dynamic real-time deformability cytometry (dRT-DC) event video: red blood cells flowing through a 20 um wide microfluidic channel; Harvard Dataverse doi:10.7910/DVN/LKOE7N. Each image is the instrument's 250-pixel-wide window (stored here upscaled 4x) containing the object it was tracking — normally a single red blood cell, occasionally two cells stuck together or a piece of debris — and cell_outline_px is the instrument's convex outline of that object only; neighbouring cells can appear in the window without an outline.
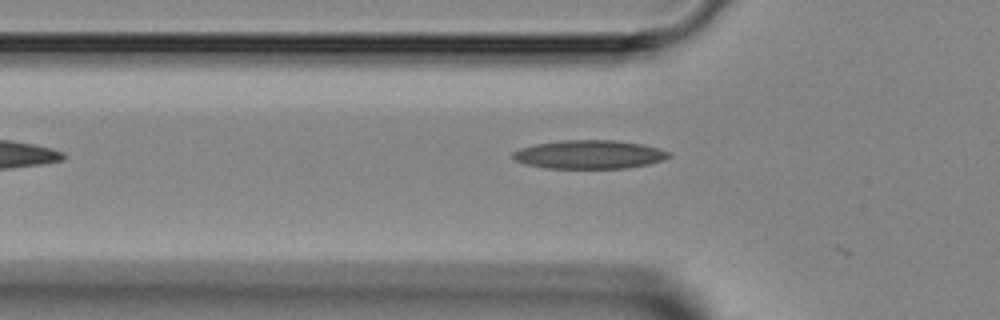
{"species": "Egyptian fruit bat (a non-hibernating species)", "species_latin": "Rousettus aegyptiacus", "temperature_condition": "room temperature", "stored_images_in_passage": 5, "camera_frame_rate_fps": 3000, "um_per_image_px": 0.085, "animal": {"sex": "female"}, "frame": {"image": 1, "passage_image": 4, "time_ms": 4.333, "image_size_px": [1000, 320], "cell_outline_px": [[672, 156], [664, 160], [648, 164], [624, 168], [544, 168], [524, 164], [516, 160], [512, 156], [512, 152], [520, 148], [536, 144], [560, 140], [616, 140], [644, 144], [672, 152]], "centroid_in_image_um": [50.12, 13.12], "position_along_channel_um": 75.7, "area_um2": 26.18}}
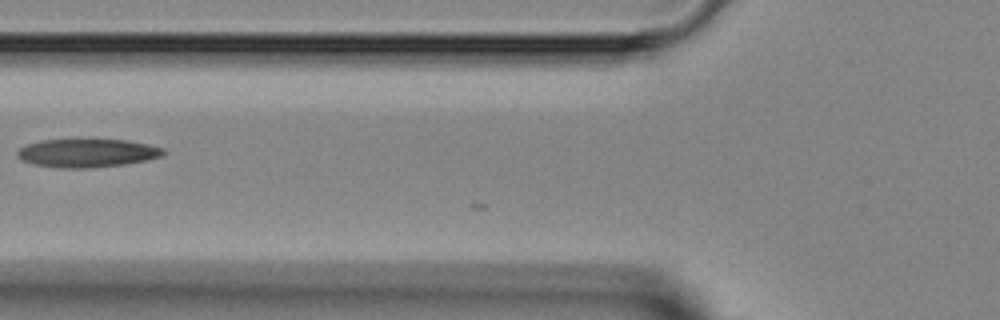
{"frame": {"image": 2, "passage_image": 5, "time_ms": 5.333, "image_size_px": [1000, 320], "cell_outline_px": [[164, 156], [124, 164], [88, 168], [60, 168], [32, 164], [20, 160], [16, 156], [16, 152], [20, 148], [28, 144], [40, 140], [76, 136], [96, 136], [124, 140], [148, 144], [164, 148]], "centroid_in_image_um": [7.35, 12.94], "position_along_channel_um": 118.4, "area_um2": 25.55}}